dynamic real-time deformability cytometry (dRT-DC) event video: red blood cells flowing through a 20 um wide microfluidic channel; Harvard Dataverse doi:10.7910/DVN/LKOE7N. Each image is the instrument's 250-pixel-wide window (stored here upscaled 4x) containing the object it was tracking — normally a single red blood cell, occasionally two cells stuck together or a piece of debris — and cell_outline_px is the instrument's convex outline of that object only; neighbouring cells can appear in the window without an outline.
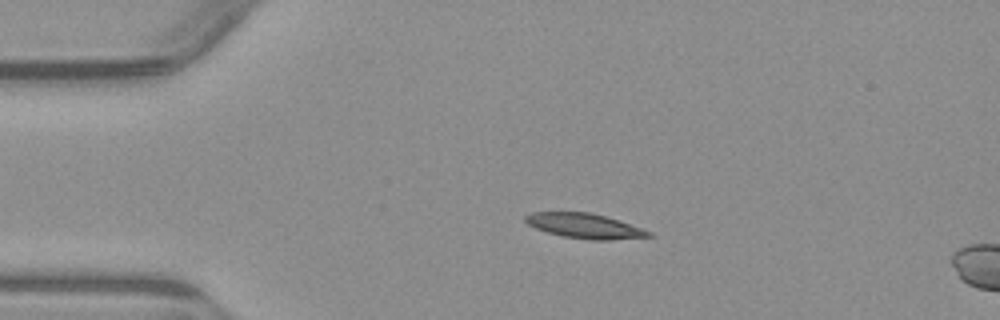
{"species": "common noctule bat (a hibernating species)", "species_latin": "Nyctalus noctula", "temperature_condition": "warm", "stored_images_in_passage": 2, "camera_frame_rate_fps": 3000, "um_per_image_px": 0.085, "animal": {"sex": "male", "body_mass_g": 23.1, "forearm_length_mm": 52.7}, "frame": {"image": 1, "passage_image": 1, "time_ms": 0.0, "image_size_px": [1000, 320], "cell_outline_px": [[652, 236], [608, 240], [588, 240], [564, 236], [548, 232], [536, 228], [528, 224], [524, 220], [524, 216], [532, 212], [588, 212], [604, 216], [652, 232]], "centroid_in_image_um": [49.64, 19.2], "position_along_channel_um": 35.4, "area_um2": 17.51}}